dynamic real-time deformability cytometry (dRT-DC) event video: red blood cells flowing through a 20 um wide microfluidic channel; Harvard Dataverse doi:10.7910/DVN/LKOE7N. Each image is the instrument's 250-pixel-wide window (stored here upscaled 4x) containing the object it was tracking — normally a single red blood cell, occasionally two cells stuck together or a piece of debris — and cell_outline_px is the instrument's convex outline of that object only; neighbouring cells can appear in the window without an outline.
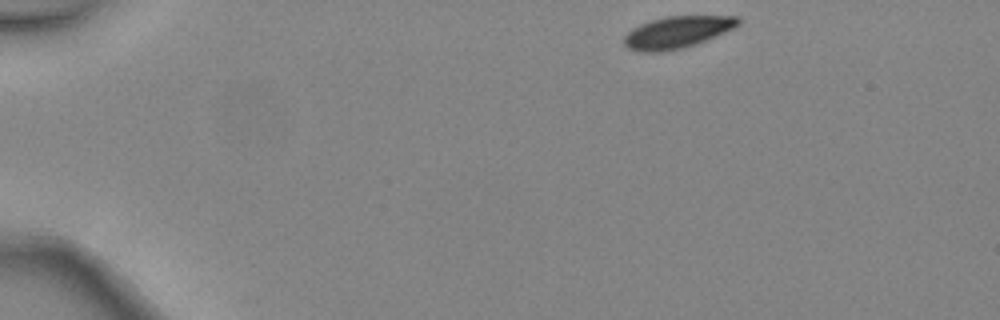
{"species": "common noctule bat (a hibernating species)", "species_latin": "Nyctalus noctula", "temperature_condition": "warm", "stored_images_in_passage": 3, "camera_frame_rate_fps": 3000, "um_per_image_px": 0.085, "animal": {"sex": "female", "body_mass_g": 24.6, "forearm_length_mm": 56.2}, "frame": {"image": 1, "passage_image": 1, "time_ms": 0.0, "image_size_px": [1000, 320], "cell_outline_px": [[740, 24], [724, 32], [696, 44], [680, 48], [660, 52], [640, 52], [628, 48], [624, 44], [624, 36], [632, 28], [640, 24], [664, 16], [740, 16]], "centroid_in_image_um": [57.53, 2.73], "position_along_channel_um": 27.5, "area_um2": 21.04}}